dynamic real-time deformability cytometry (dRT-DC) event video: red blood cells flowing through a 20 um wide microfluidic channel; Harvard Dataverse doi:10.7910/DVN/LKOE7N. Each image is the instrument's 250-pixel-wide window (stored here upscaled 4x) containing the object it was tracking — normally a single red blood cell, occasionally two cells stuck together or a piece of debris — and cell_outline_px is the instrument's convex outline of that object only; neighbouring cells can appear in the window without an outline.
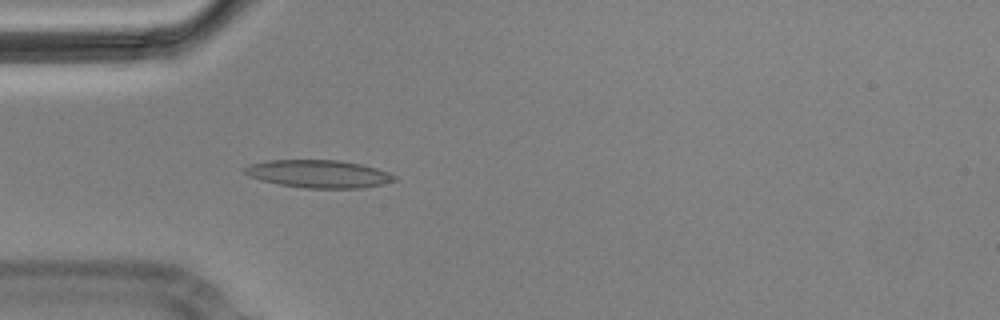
{"species": "Egyptian fruit bat (a non-hibernating species)", "species_latin": "Rousettus aegyptiacus", "temperature_condition": "cold", "stored_images_in_passage": 4, "camera_frame_rate_fps": 3000, "um_per_image_px": 0.085, "animal": {"sex": "male"}, "frame": {"image": 1, "passage_image": 4, "time_ms": 1.0, "image_size_px": [1000, 320], "cell_outline_px": [[396, 180], [364, 188], [308, 188], [280, 184], [260, 180], [248, 176], [244, 172], [244, 168], [248, 164], [268, 160], [340, 160], [360, 164], [376, 168], [388, 172], [396, 176]], "centroid_in_image_um": [27.06, 14.77], "position_along_channel_um": 57.9, "area_um2": 24.16}}